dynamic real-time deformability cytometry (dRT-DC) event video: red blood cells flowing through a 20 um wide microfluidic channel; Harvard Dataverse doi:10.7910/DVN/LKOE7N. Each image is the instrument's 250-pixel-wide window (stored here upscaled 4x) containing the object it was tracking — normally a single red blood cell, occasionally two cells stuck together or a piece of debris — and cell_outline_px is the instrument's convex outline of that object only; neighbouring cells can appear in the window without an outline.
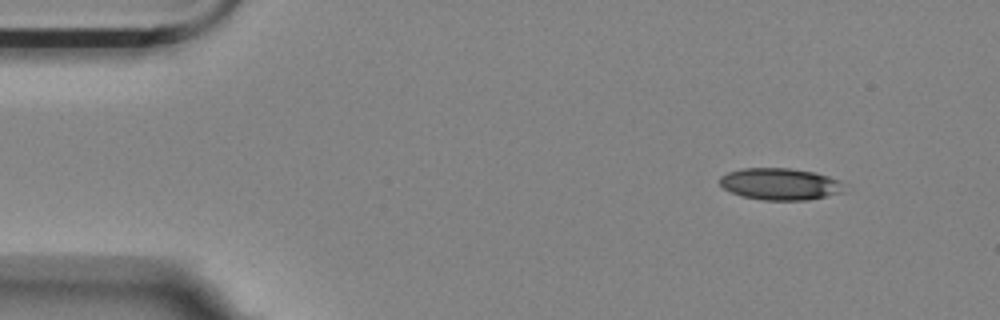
{"species": "Egyptian fruit bat (a non-hibernating species)", "species_latin": "Rousettus aegyptiacus", "temperature_condition": "room temperature", "stored_images_in_passage": 3, "camera_frame_rate_fps": 3000, "um_per_image_px": 0.085, "animal": {"sex": "female"}, "frame": {"image": 1, "passage_image": 1, "time_ms": 0.0, "image_size_px": [1000, 320], "cell_outline_px": [[848, 184], [840, 192], [808, 200], [764, 200], [744, 196], [732, 192], [724, 188], [720, 184], [720, 176], [728, 172], [744, 168], [788, 168], [816, 172], [840, 180]], "centroid_in_image_um": [66.34, 15.63], "position_along_channel_um": 18.7, "area_um2": 23.0}}
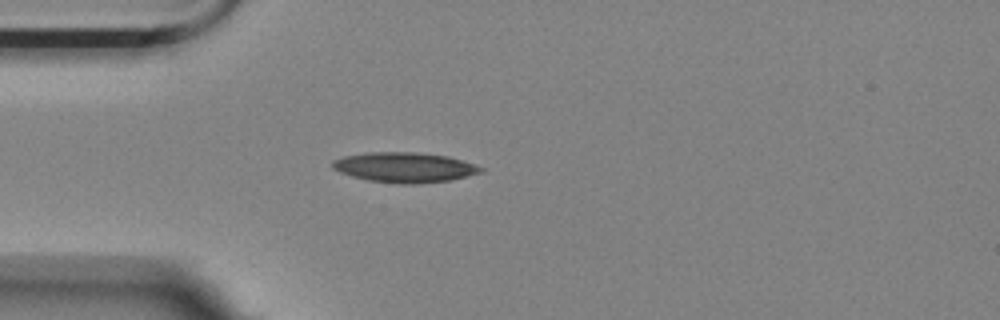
{"frame": {"image": 2, "passage_image": 3, "time_ms": 3.0, "image_size_px": [1000, 320], "cell_outline_px": [[484, 172], [448, 180], [412, 184], [404, 184], [368, 180], [352, 176], [340, 172], [332, 168], [332, 160], [344, 156], [364, 152], [416, 152], [448, 156], [484, 168]], "centroid_in_image_um": [34.35, 14.21], "position_along_channel_um": 50.7, "area_um2": 25.78}}